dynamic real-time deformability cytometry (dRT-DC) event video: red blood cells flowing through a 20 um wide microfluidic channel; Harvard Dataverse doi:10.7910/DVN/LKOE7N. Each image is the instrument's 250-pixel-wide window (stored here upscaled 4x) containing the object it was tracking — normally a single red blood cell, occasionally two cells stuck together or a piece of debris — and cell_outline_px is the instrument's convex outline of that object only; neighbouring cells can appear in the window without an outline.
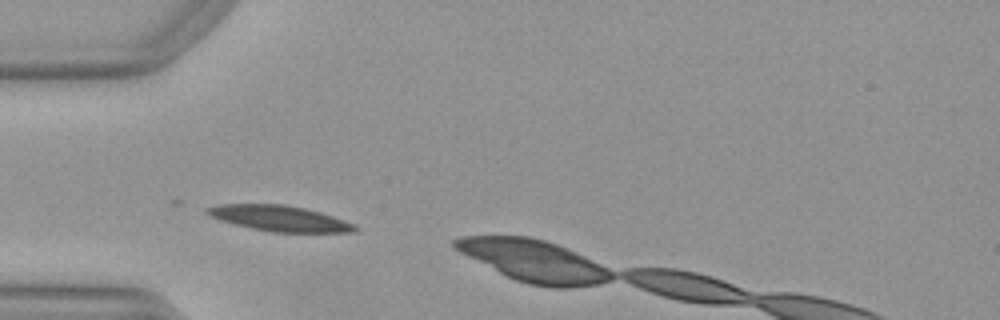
{"species": "Egyptian fruit bat (a non-hibernating species)", "species_latin": "Rousettus aegyptiacus", "temperature_condition": "warm", "stored_images_in_passage": 4, "camera_frame_rate_fps": 3000, "um_per_image_px": 0.085, "animal": {"sex": "female"}, "frame": {"image": 1, "passage_image": 1, "time_ms": 0.0, "image_size_px": [1000, 320], "cell_outline_px": [[356, 228], [352, 232], [272, 232], [252, 228], [220, 220], [208, 216], [204, 212], [204, 208], [220, 204], [284, 204], [304, 208], [320, 212], [332, 216], [352, 224]], "centroid_in_image_um": [23.66, 18.55], "position_along_channel_um": 61.3, "area_um2": 21.79}}